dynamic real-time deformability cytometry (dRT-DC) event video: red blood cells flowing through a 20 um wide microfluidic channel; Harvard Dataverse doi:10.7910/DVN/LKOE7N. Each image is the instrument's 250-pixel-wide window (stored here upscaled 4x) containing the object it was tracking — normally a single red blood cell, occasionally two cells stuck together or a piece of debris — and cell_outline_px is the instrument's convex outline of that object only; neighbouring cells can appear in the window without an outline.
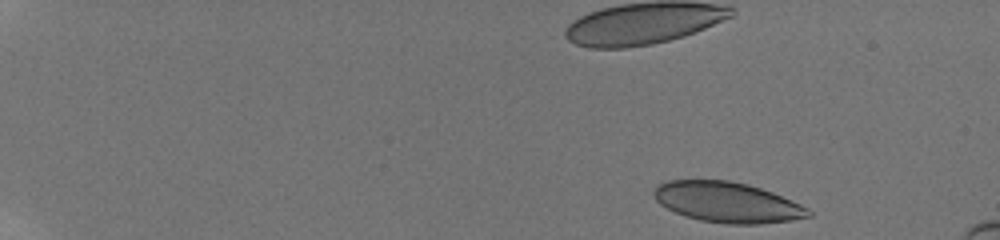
{"species": "human", "species_latin": "Homo sapiens", "temperature_condition": "room temperature", "stored_images_in_passage": 10, "camera_frame_rate_fps": 3000, "um_per_image_px": 0.085, "donor": {"sex": "male"}, "frame": {"image": 1, "passage_image": 2, "time_ms": 0.333, "image_size_px": [1000, 240], "cell_outline_px": [[812, 216], [792, 220], [760, 224], [728, 224], [700, 220], [684, 216], [660, 204], [656, 200], [652, 192], [656, 184], [664, 180], [728, 180], [748, 184], [772, 192], [800, 204], [808, 208], [812, 212]], "centroid_in_image_um": [61.79, 17.19], "position_along_channel_um": 23.2, "area_um2": 36.53}}
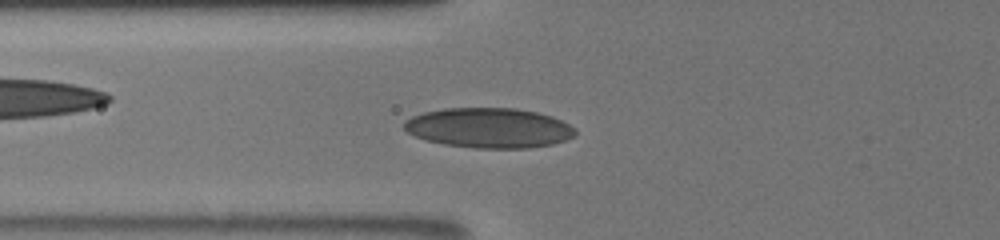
{"frame": {"image": 2, "passage_image": 10, "time_ms": 6.0, "image_size_px": [1000, 240], "cell_outline_px": [[576, 136], [552, 144], [528, 148], [476, 148], [444, 144], [424, 140], [408, 132], [404, 128], [404, 120], [412, 116], [424, 112], [444, 108], [516, 108], [536, 112], [552, 116], [576, 128]], "centroid_in_image_um": [41.56, 10.87], "position_along_channel_um": 84.2, "area_um2": 39.94}}